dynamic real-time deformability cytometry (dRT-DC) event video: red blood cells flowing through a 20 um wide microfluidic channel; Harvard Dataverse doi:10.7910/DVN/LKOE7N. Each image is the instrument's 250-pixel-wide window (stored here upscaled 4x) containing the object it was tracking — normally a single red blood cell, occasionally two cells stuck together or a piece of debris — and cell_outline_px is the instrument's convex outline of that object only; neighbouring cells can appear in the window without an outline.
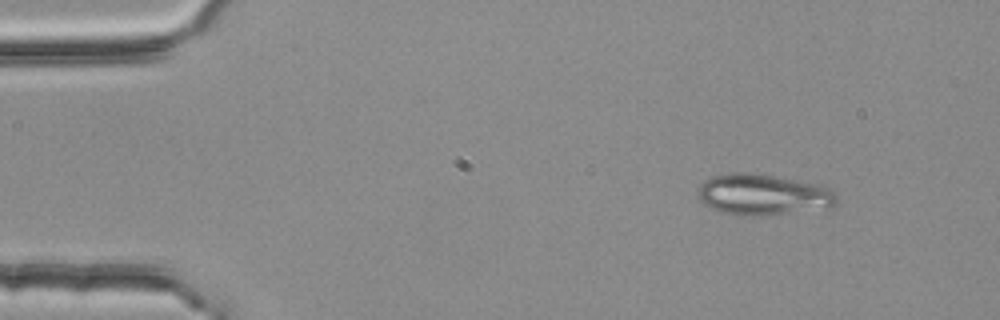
{"species": "common noctule bat (a hibernating species)", "species_latin": "Nyctalus noctula", "temperature_condition": "room temperature", "stored_images_in_passage": 2, "camera_frame_rate_fps": 3000, "um_per_image_px": 0.085, "animal": {"sex": "female", "body_mass_g": 25.1}, "frame": {"image": 1, "passage_image": 1, "time_ms": 0.0, "image_size_px": [1000, 320], "cell_outline_px": [[836, 204], [832, 208], [760, 216], [736, 216], [720, 212], [708, 208], [696, 196], [700, 184], [704, 180], [712, 176], [732, 172], [740, 172], [772, 176], [820, 184], [828, 188], [836, 196]], "centroid_in_image_um": [64.81, 16.57], "position_along_channel_um": 20.2, "area_um2": 33.52}}